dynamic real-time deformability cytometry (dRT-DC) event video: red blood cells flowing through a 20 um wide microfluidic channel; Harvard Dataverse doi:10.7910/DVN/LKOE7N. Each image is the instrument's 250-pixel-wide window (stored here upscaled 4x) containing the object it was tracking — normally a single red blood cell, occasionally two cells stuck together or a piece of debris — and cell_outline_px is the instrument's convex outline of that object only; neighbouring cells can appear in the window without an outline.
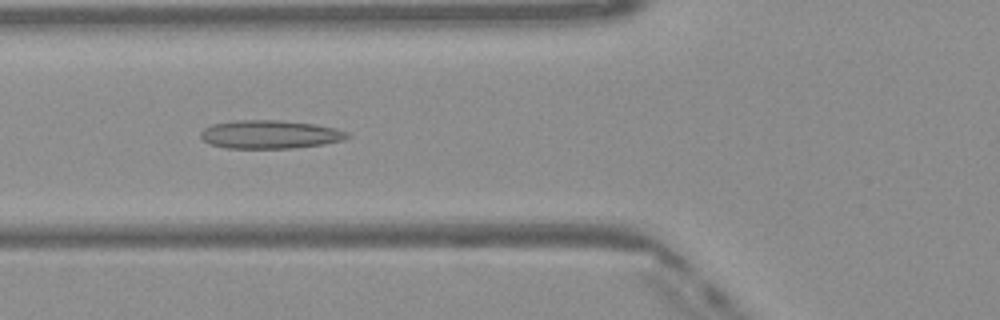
{"species": "Egyptian fruit bat (a non-hibernating species)", "species_latin": "Rousettus aegyptiacus", "temperature_condition": "warm", "stored_images_in_passage": 47, "camera_frame_rate_fps": 3000, "um_per_image_px": 0.085, "frame": {"image": 1, "passage_image": 16, "time_ms": 5.0, "image_size_px": [1000, 320], "cell_outline_px": [[348, 136], [344, 140], [324, 144], [292, 148], [224, 148], [212, 144], [204, 140], [200, 136], [200, 132], [204, 128], [212, 124], [240, 120], [280, 120], [316, 124], [336, 128], [348, 132]], "centroid_in_image_um": [22.96, 11.42], "position_along_channel_um": 102.8, "area_um2": 24.22}}
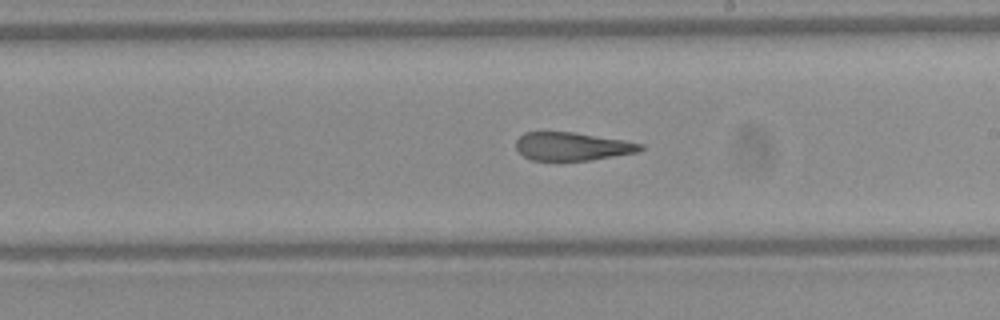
{"frame": {"image": 2, "passage_image": 26, "time_ms": 8.333, "image_size_px": [1000, 320], "cell_outline_px": [[644, 148], [640, 152], [592, 160], [532, 160], [524, 156], [516, 148], [516, 140], [524, 132], [572, 132], [624, 140], [644, 144]], "centroid_in_image_um": [48.68, 12.44], "position_along_channel_um": 240.3, "area_um2": 20.46}}
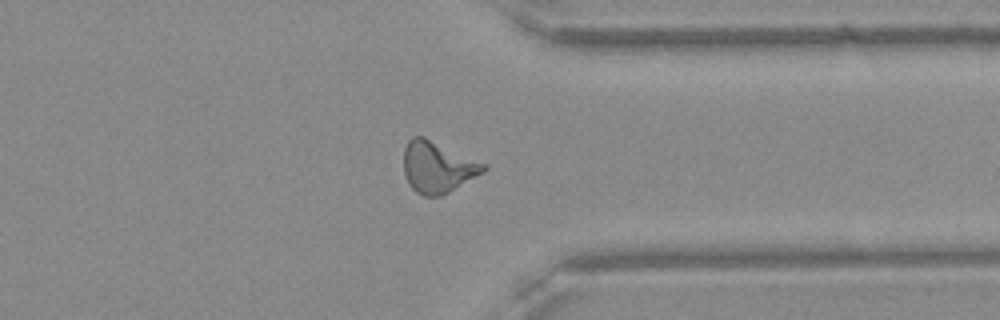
{"frame": {"image": 3, "passage_image": 36, "time_ms": 11.667, "image_size_px": [1000, 320], "cell_outline_px": [[488, 168], [484, 172], [448, 192], [440, 196], [424, 196], [416, 192], [412, 188], [404, 172], [404, 148], [408, 140], [412, 136], [424, 136], [488, 164]], "centroid_in_image_um": [37.21, 14.17], "position_along_channel_um": 374.2, "area_um2": 23.93}, "authors_computed_cell_mechanics": {"area_um2": 23.0622, "velocity_mm_per_s": 4.1083, "shape_relaxation_time_tau1_ms": null, "shape_relaxation_time_tau2_ms": 2.8656, "deformation_change_tau1": null, "deformation_change_tau2": 0.1295}}